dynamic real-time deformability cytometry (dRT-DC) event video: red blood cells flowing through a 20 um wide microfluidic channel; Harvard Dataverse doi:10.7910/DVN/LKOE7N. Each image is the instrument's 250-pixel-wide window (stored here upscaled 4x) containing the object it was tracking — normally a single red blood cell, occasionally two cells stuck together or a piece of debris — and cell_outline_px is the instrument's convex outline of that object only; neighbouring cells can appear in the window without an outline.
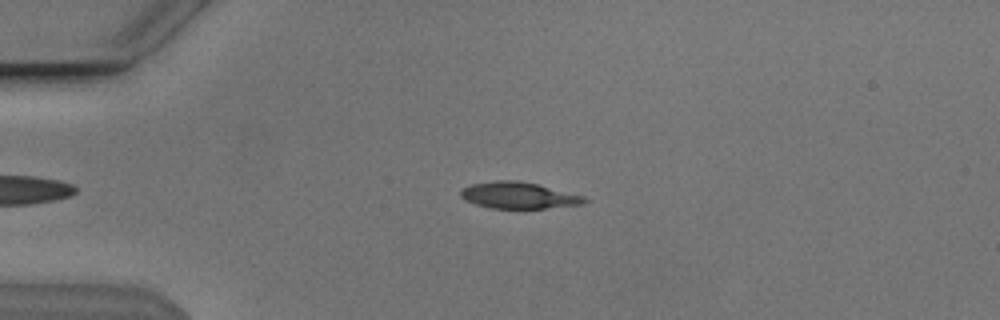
{"species": "Egyptian fruit bat (a non-hibernating species)", "species_latin": "Rousettus aegyptiacus", "temperature_condition": "cold", "stored_images_in_passage": 52, "camera_frame_rate_fps": 3000, "um_per_image_px": 0.085, "animal": {"sex": "male"}, "frame": {"image": 1, "passage_image": 12, "time_ms": 3.667, "image_size_px": [1000, 320], "cell_outline_px": [[588, 200], [584, 204], [544, 208], [492, 208], [476, 204], [464, 200], [460, 196], [460, 188], [472, 184], [496, 180], [516, 180], [536, 184], [584, 196]], "centroid_in_image_um": [44.04, 16.6], "position_along_channel_um": 41.0, "area_um2": 18.96}}
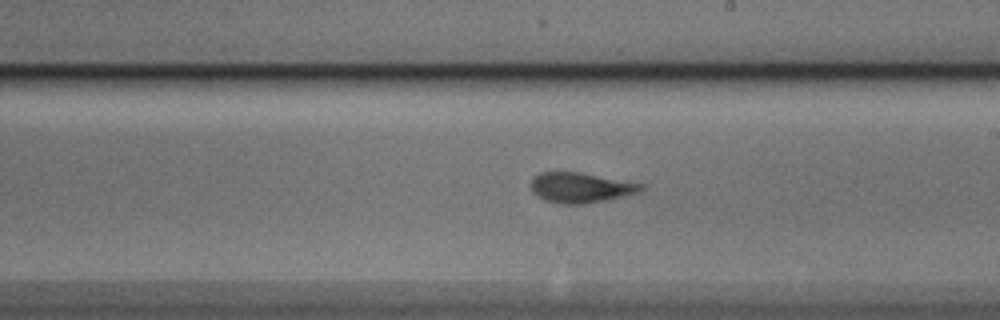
{"frame": {"image": 2, "passage_image": 30, "time_ms": 9.667, "image_size_px": [1000, 320], "cell_outline_px": [[644, 188], [640, 192], [604, 200], [584, 204], [560, 204], [544, 200], [532, 192], [532, 180], [540, 172], [580, 172], [644, 184]], "centroid_in_image_um": [49.35, 15.95], "position_along_channel_um": 239.6, "area_um2": 19.19}}
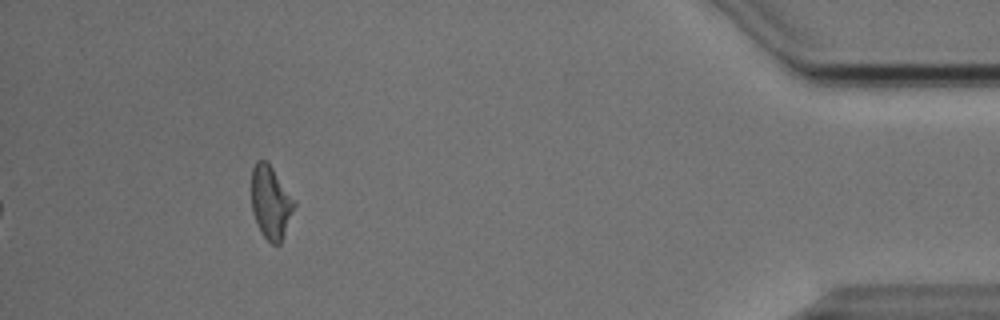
{"frame": {"image": 3, "passage_image": 48, "time_ms": 15.667, "image_size_px": [1000, 320], "cell_outline_px": [[296, 204], [280, 244], [272, 244], [264, 236], [252, 212], [252, 168], [256, 160], [264, 160], [272, 168]], "centroid_in_image_um": [22.99, 17.2], "position_along_channel_um": 412.2, "area_um2": 17.57}, "authors_computed_cell_mechanics": {"area_um2": 19.0451, "velocity_mm_per_s": 3.839, "shape_relaxation_time_tau1_ms": 3.1198, "shape_relaxation_time_tau2_ms": 1.4667, "deformation_change_tau1": 0.1396, "deformation_change_tau2": 0.0858}}